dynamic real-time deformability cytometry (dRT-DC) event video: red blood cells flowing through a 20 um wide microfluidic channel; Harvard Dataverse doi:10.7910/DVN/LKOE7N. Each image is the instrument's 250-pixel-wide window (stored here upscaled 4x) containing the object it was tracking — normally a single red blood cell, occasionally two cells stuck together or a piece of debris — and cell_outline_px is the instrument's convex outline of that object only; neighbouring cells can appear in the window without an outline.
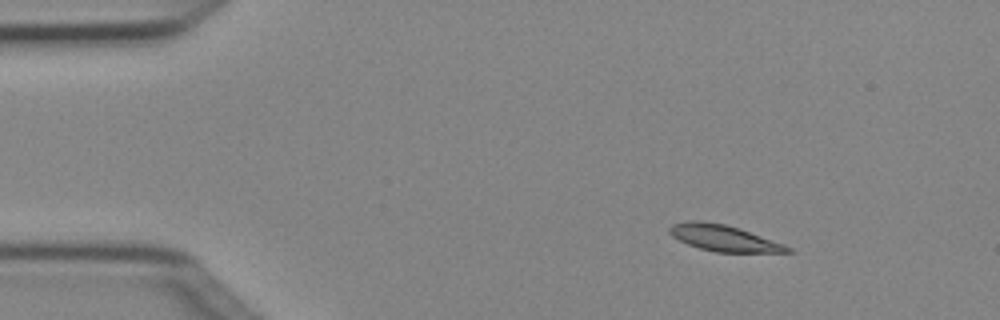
{"species": "Egyptian fruit bat (a non-hibernating species)", "species_latin": "Rousettus aegyptiacus", "temperature_condition": "cold", "stored_images_in_passage": 3, "camera_frame_rate_fps": 3000, "um_per_image_px": 0.085, "animal": {"sex": "female"}, "frame": {"image": 1, "passage_image": 1, "time_ms": 0.0, "image_size_px": [1000, 320], "cell_outline_px": [[792, 252], [716, 252], [700, 248], [688, 244], [672, 236], [668, 232], [668, 228], [672, 224], [692, 220], [700, 220], [724, 224], [740, 228], [784, 244], [792, 248]], "centroid_in_image_um": [61.51, 20.23], "position_along_channel_um": 23.5, "area_um2": 17.92}}